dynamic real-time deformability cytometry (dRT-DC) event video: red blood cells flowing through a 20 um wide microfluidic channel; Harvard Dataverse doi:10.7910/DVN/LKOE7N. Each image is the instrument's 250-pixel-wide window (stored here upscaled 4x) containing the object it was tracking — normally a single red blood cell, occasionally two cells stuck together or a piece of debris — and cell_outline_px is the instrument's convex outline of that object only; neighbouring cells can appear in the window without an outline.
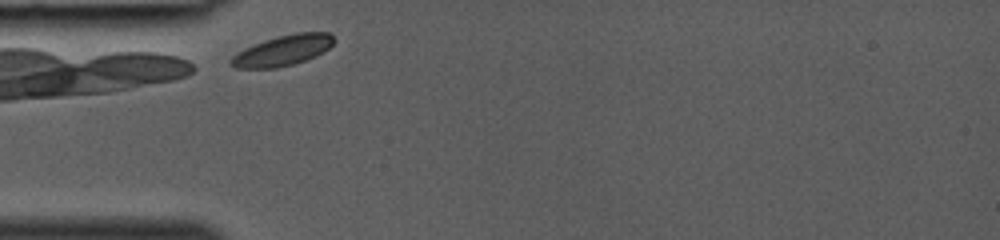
{"species": "common noctule bat (a hibernating species)", "species_latin": "Nyctalus noctula", "temperature_condition": "room temperature", "stored_images_in_passage": 9, "camera_frame_rate_fps": 3000, "um_per_image_px": 0.085, "animal": {"sex": "female", "body_mass_g": 19.0, "forearm_length_mm": 53.3}, "frame": {"image": 1, "passage_image": 1, "time_ms": 0.0, "image_size_px": [1000, 240], "cell_outline_px": [[336, 40], [324, 52], [316, 56], [292, 64], [276, 68], [236, 68], [228, 64], [228, 60], [236, 52], [244, 48], [264, 40], [296, 32], [328, 32]], "centroid_in_image_um": [24.0, 4.29], "position_along_channel_um": 61.0, "area_um2": 18.32}}